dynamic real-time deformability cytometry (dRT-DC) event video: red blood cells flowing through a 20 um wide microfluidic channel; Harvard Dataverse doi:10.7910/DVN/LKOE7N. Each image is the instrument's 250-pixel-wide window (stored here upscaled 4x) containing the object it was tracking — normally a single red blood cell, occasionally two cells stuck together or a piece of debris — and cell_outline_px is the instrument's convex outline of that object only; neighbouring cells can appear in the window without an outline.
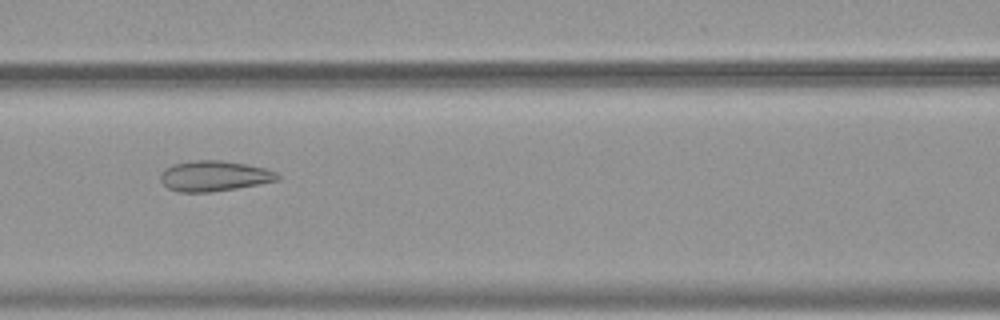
{"species": "common noctule bat (a hibernating species)", "species_latin": "Nyctalus noctula", "temperature_condition": "warm", "stored_images_in_passage": 54, "camera_frame_rate_fps": 3000, "um_per_image_px": 0.085, "animal": {"sex": "female", "body_mass_g": 19.9}, "frame": {"image": 1, "passage_image": 25, "time_ms": 8.0, "image_size_px": [1000, 320], "cell_outline_px": [[280, 180], [236, 188], [212, 192], [180, 192], [168, 188], [160, 180], [160, 176], [164, 168], [172, 164], [192, 160], [220, 160], [244, 164], [264, 168], [276, 172], [280, 176]], "centroid_in_image_um": [18.18, 14.95], "position_along_channel_um": 148.4, "area_um2": 20.75}}
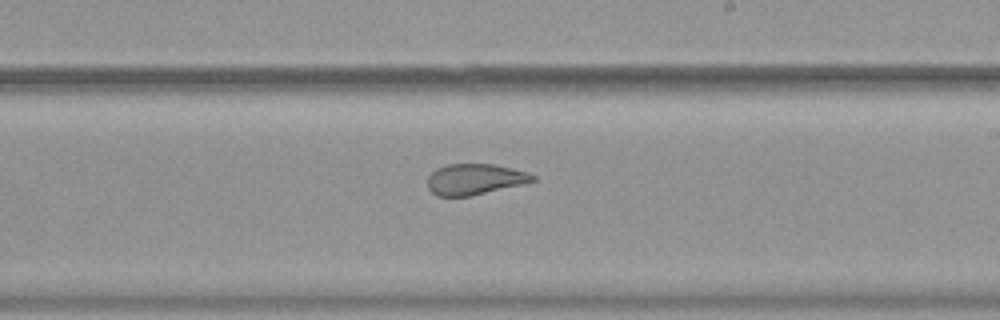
{"frame": {"image": 2, "passage_image": 33, "time_ms": 10.667, "image_size_px": [1000, 320], "cell_outline_px": [[536, 180], [524, 184], [472, 196], [436, 196], [428, 188], [428, 176], [436, 168], [448, 164], [496, 164], [528, 172], [536, 176]], "centroid_in_image_um": [40.38, 15.24], "position_along_channel_um": 248.6, "area_um2": 19.13}}
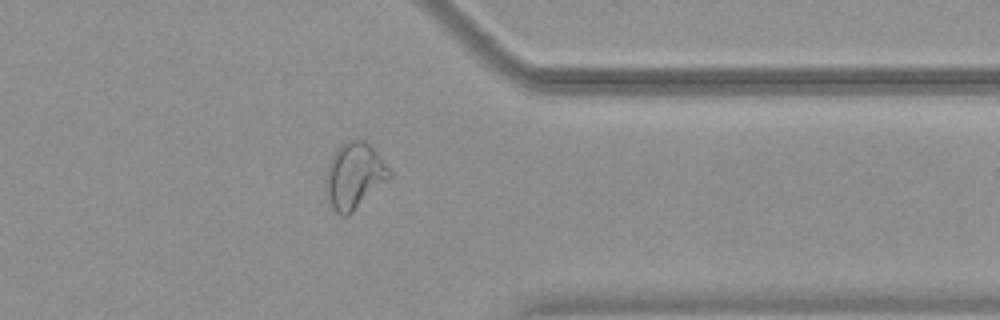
{"frame": {"image": 3, "passage_image": 44, "time_ms": 14.333, "image_size_px": [1000, 320], "cell_outline_px": [[392, 176], [388, 180], [348, 216], [340, 216], [332, 208], [324, 188], [324, 180], [328, 164], [332, 156], [340, 144], [348, 140], [364, 140], [380, 156], [392, 172]], "centroid_in_image_um": [30.09, 14.95], "position_along_channel_um": 381.3, "area_um2": 24.57}, "authors_computed_cell_mechanics": {"area_um2": 25.4609, "velocity_mm_per_s": 3.7777, "shape_relaxation_time_tau1_ms": null, "shape_relaxation_time_tau2_ms": 1.0251, "deformation_change_tau1": null, "deformation_change_tau2": 0.0728}}